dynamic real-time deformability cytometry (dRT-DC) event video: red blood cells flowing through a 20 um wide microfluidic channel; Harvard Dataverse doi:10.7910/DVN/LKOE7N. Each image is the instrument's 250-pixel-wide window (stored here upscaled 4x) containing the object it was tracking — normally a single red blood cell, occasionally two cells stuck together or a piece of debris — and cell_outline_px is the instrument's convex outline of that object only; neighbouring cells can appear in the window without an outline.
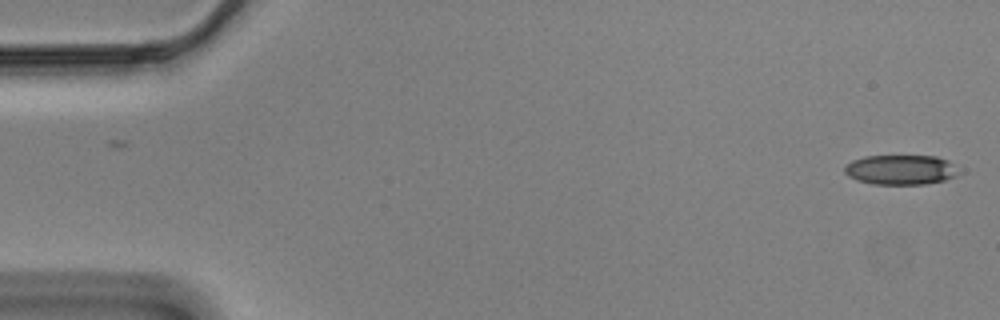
{"species": "Egyptian fruit bat (a non-hibernating species)", "species_latin": "Rousettus aegyptiacus", "temperature_condition": "cold", "stored_images_in_passage": 12, "camera_frame_rate_fps": 3000, "um_per_image_px": 0.085, "animal": {"sex": "male"}, "frame": {"image": 1, "passage_image": 1, "time_ms": 0.0, "image_size_px": [1000, 320], "cell_outline_px": [[956, 176], [944, 180], [924, 184], [872, 184], [856, 180], [848, 176], [844, 172], [844, 168], [852, 160], [864, 156], [936, 156], [948, 160]], "centroid_in_image_um": [76.46, 14.43], "position_along_channel_um": 8.5, "area_um2": 19.48}}